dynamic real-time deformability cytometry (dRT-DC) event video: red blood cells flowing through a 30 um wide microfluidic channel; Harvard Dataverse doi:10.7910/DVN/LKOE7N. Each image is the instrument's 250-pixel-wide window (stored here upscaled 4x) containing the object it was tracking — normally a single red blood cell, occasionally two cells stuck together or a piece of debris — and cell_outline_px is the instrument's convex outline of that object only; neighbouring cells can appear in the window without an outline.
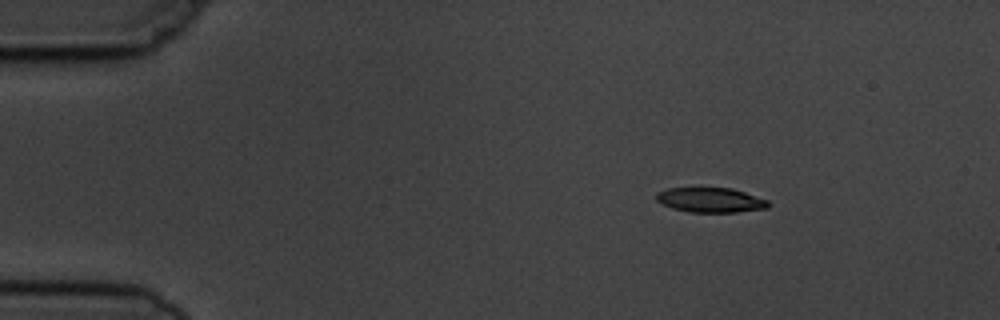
{"species": "common noctule bat (a hibernating species)", "species_latin": "Nyctalus noctula", "temperature_condition": "cold", "stored_images_in_passage": 4, "segment_of_instrument_passage": [1, 2], "camera_frame_rate_fps": 3000, "um_per_image_px": 0.085, "animal": {"sex": "male", "body_mass_g": 19.5, "forearm_length_mm": 54.6}, "frame": {"image": 1, "passage_image": 1, "time_ms": 0.0, "image_size_px": [1000, 320], "cell_outline_px": [[772, 204], [768, 208], [736, 212], [692, 212], [672, 208], [656, 200], [656, 192], [668, 188], [700, 184], [732, 188], [768, 200]], "centroid_in_image_um": [60.37, 16.94], "position_along_channel_um": 24.6, "area_um2": 17.05}}